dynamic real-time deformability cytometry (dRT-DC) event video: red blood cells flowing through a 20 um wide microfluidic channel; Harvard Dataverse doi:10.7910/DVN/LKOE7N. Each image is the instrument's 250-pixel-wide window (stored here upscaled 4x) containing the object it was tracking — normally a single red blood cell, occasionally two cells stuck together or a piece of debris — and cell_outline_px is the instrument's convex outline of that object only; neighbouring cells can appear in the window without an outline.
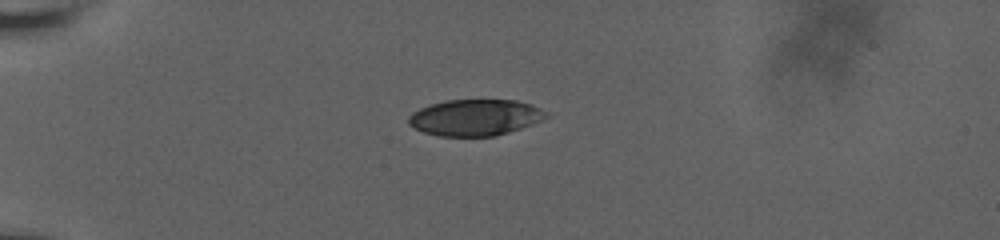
{"species": "human", "species_latin": "Homo sapiens", "temperature_condition": "room temperature", "stored_images_in_passage": 21, "camera_frame_rate_fps": 3000, "um_per_image_px": 0.085, "donor": {"sex": "male"}, "frame": {"image": 1, "passage_image": 1, "time_ms": 0.0, "image_size_px": [1000, 240], "cell_outline_px": [[548, 116], [532, 124], [496, 136], [436, 136], [424, 132], [408, 124], [408, 116], [412, 112], [420, 108], [432, 104], [448, 100], [516, 100], [532, 104], [548, 112]], "centroid_in_image_um": [40.38, 9.98], "position_along_channel_um": 44.6, "area_um2": 29.02}}
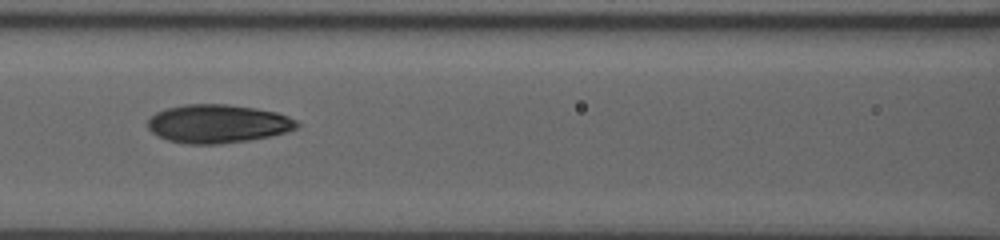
{"frame": {"image": 2, "passage_image": 13, "time_ms": 4.0, "image_size_px": [1000, 240], "cell_outline_px": [[300, 124], [296, 128], [284, 132], [268, 136], [248, 140], [220, 144], [188, 144], [168, 140], [152, 132], [148, 128], [148, 120], [156, 112], [168, 108], [184, 104], [228, 104], [256, 108], [276, 112], [288, 116], [296, 120]], "centroid_in_image_um": [18.51, 10.51], "position_along_channel_um": 148.1, "area_um2": 33.23}}
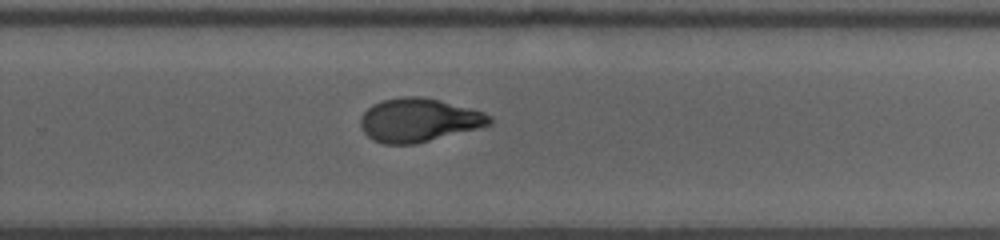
{"frame": {"image": 3, "passage_image": 21, "time_ms": 8.0, "image_size_px": [1000, 240], "cell_outline_px": [[496, 120], [492, 124], [416, 144], [384, 144], [372, 140], [364, 132], [360, 124], [360, 116], [372, 104], [384, 100], [404, 96], [420, 96], [440, 100], [484, 112], [492, 116]], "centroid_in_image_um": [35.6, 10.21], "position_along_channel_um": 294.2, "area_um2": 32.77}}